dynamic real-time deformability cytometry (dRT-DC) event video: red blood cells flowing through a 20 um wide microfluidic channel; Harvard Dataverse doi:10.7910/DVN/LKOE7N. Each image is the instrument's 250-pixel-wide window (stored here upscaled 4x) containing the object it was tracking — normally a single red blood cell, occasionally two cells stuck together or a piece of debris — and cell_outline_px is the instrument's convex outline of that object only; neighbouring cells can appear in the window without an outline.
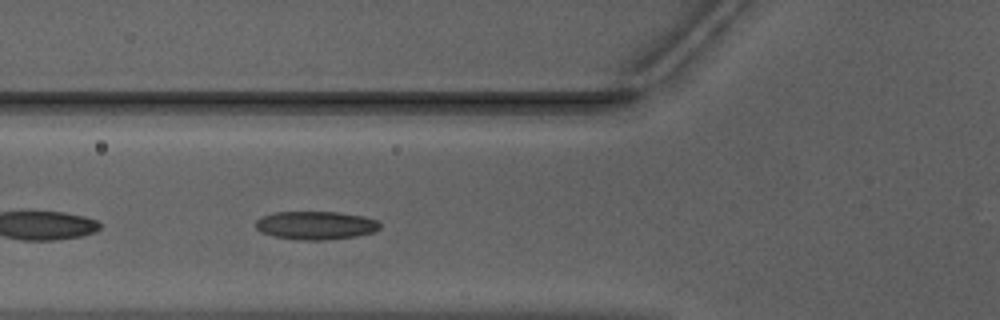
{"species": "Egyptian fruit bat (a non-hibernating species)", "species_latin": "Rousettus aegyptiacus", "temperature_condition": "warm", "stored_images_in_passage": 31, "camera_frame_rate_fps": 3000, "um_per_image_px": 0.085, "animal": {"sex": "male"}, "frame": {"image": 1, "passage_image": 15, "time_ms": 4.667, "image_size_px": [1000, 320], "cell_outline_px": [[380, 228], [372, 232], [356, 236], [324, 240], [300, 240], [272, 236], [260, 232], [256, 228], [256, 220], [260, 216], [276, 212], [340, 212], [364, 216], [376, 220], [380, 224]], "centroid_in_image_um": [26.8, 19.15], "position_along_channel_um": 99.0, "area_um2": 20.58}}
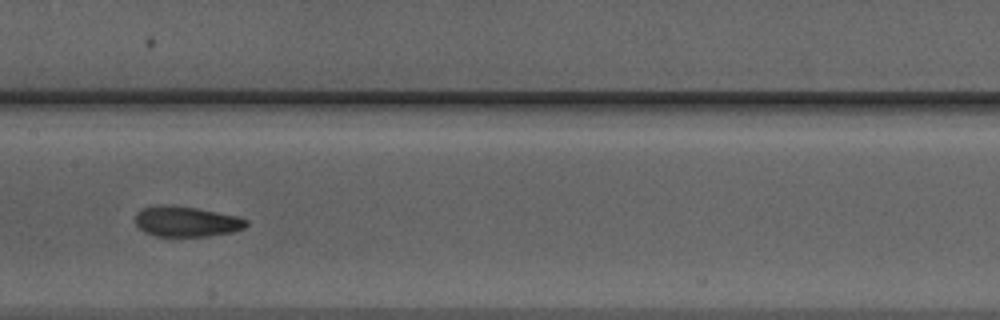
{"frame": {"image": 2, "passage_image": 22, "time_ms": 7.0, "image_size_px": [1000, 320], "cell_outline_px": [[248, 224], [244, 228], [232, 232], [208, 236], [156, 236], [144, 232], [136, 224], [136, 212], [144, 208], [156, 204], [164, 204], [196, 208], [236, 216], [248, 220]], "centroid_in_image_um": [15.82, 18.82], "position_along_channel_um": 191.6, "area_um2": 19.59}}
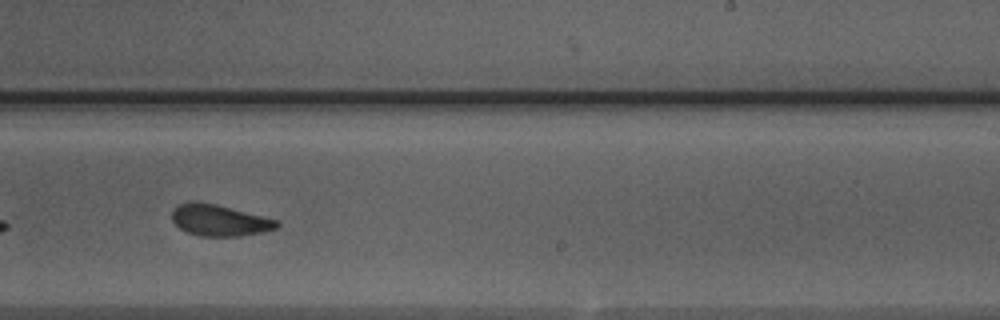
{"frame": {"image": 3, "passage_image": 28, "time_ms": 9.0, "image_size_px": [1000, 320], "cell_outline_px": [[280, 224], [276, 228], [264, 232], [240, 236], [200, 236], [188, 232], [180, 228], [172, 220], [172, 212], [180, 204], [192, 200], [216, 204], [280, 220]], "centroid_in_image_um": [18.69, 18.72], "position_along_channel_um": 270.3, "area_um2": 19.19}}